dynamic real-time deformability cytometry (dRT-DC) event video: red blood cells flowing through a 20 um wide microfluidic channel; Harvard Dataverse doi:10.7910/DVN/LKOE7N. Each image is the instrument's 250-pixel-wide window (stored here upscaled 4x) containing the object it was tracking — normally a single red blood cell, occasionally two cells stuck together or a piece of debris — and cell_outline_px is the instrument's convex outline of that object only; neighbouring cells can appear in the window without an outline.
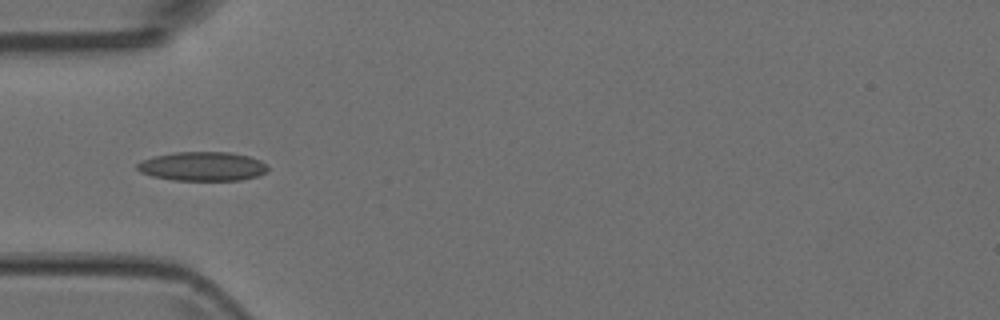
{"species": "Egyptian fruit bat (a non-hibernating species)", "species_latin": "Rousettus aegyptiacus", "temperature_condition": "room temperature", "stored_images_in_passage": 5, "camera_frame_rate_fps": 3000, "um_per_image_px": 0.085, "animal": {"sex": "female"}, "frame": {"image": 1, "passage_image": 5, "time_ms": 1.333, "image_size_px": [1000, 320], "cell_outline_px": [[268, 172], [256, 176], [240, 180], [172, 180], [152, 176], [140, 172], [136, 168], [136, 164], [152, 156], [176, 152], [228, 152], [248, 156], [260, 160], [268, 164]], "centroid_in_image_um": [17.22, 14.14], "position_along_channel_um": 67.8, "area_um2": 22.2}}